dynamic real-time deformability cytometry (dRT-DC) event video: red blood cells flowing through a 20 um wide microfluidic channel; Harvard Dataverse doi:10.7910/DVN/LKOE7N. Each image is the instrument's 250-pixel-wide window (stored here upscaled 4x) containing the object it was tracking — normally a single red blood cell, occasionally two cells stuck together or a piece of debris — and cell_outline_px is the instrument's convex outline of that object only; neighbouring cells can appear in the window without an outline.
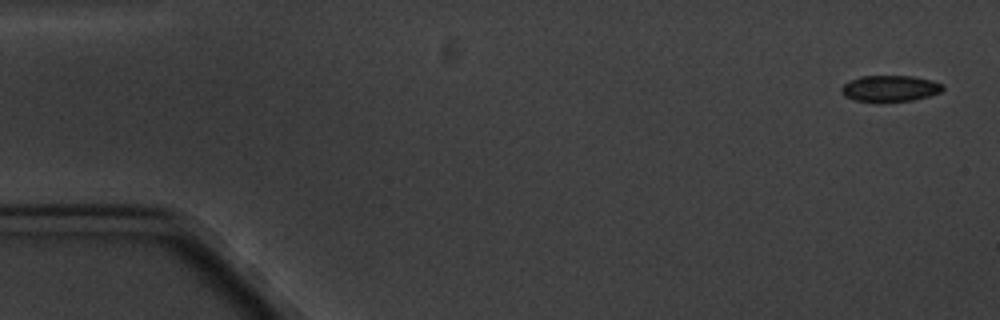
{"species": "common noctule bat (a hibernating species)", "species_latin": "Nyctalus noctula", "temperature_condition": "cold", "stored_images_in_passage": 5, "camera_frame_rate_fps": 3000, "um_per_image_px": 0.085, "animal": {"sex": "male", "body_mass_g": 20.1, "forearm_length_mm": 53.5}, "frame": {"image": 1, "passage_image": 1, "time_ms": 0.0, "image_size_px": [1000, 320], "cell_outline_px": [[944, 88], [940, 92], [928, 96], [912, 100], [852, 100], [844, 96], [840, 92], [840, 88], [848, 80], [860, 76], [912, 76], [932, 80], [944, 84]], "centroid_in_image_um": [75.63, 7.49], "position_along_channel_um": 9.4, "area_um2": 15.26}}
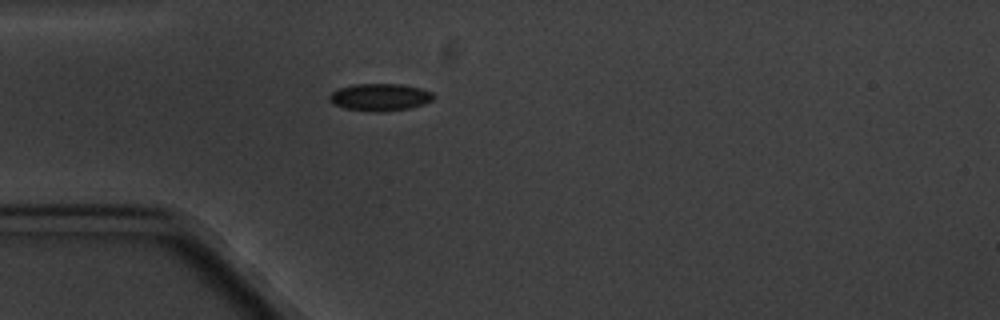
{"frame": {"image": 2, "passage_image": 5, "time_ms": 4.667, "image_size_px": [1000, 320], "cell_outline_px": [[432, 100], [424, 104], [412, 108], [384, 112], [372, 112], [344, 108], [332, 104], [328, 100], [328, 96], [336, 88], [352, 84], [400, 84], [420, 88], [432, 92]], "centroid_in_image_um": [32.24, 8.27], "position_along_channel_um": 52.8, "area_um2": 16.82}}